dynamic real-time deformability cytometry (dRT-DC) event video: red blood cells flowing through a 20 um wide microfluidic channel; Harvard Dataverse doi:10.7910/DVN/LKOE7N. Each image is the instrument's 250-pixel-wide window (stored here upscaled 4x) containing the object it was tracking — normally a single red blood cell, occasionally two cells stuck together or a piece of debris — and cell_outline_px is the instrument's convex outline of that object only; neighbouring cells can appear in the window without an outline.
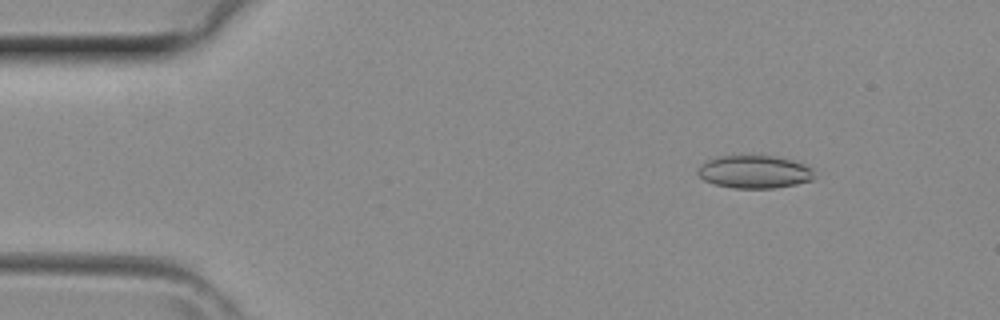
{"species": "common noctule bat (a hibernating species)", "species_latin": "Nyctalus noctula", "temperature_condition": "room temperature", "stored_images_in_passage": 35, "camera_frame_rate_fps": 3000, "um_per_image_px": 0.085, "animal": {"sex": "female", "body_mass_g": 29.2, "forearm_length_mm": 56.3}, "frame": {"image": 1, "passage_image": 1, "time_ms": 0.0, "image_size_px": [1000, 320], "cell_outline_px": [[812, 180], [796, 184], [776, 188], [732, 188], [716, 184], [704, 180], [696, 172], [700, 164], [704, 160], [716, 156], [776, 156], [792, 160], [804, 164], [812, 168]], "centroid_in_image_um": [64.08, 14.6], "position_along_channel_um": 20.9, "area_um2": 22.37}}
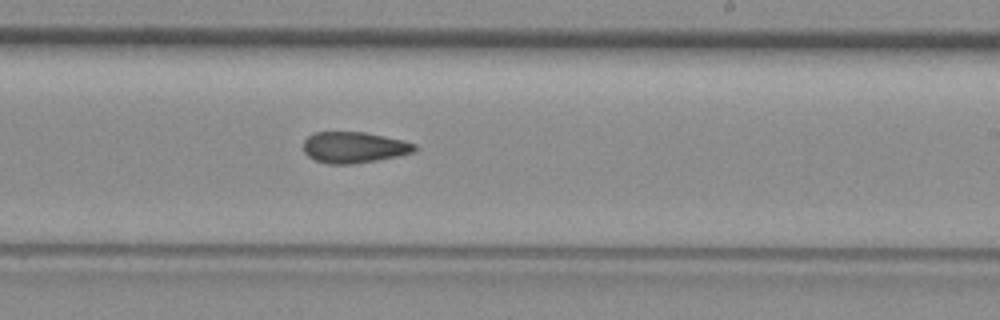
{"frame": {"image": 2, "passage_image": 20, "time_ms": 6.333, "image_size_px": [1000, 320], "cell_outline_px": [[416, 152], [400, 156], [352, 164], [328, 164], [316, 160], [308, 156], [304, 152], [304, 140], [308, 136], [316, 132], [364, 132], [384, 136], [416, 144]], "centroid_in_image_um": [30.1, 12.53], "position_along_channel_um": 258.9, "area_um2": 20.11}}
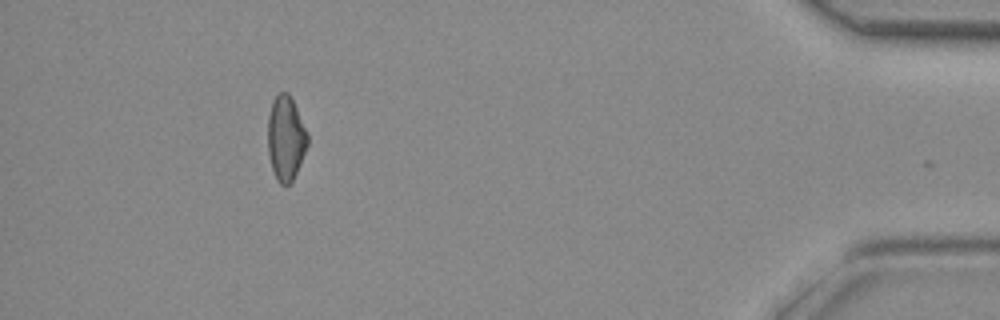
{"frame": {"image": 3, "passage_image": 33, "time_ms": 10.667, "image_size_px": [1000, 320], "cell_outline_px": [[308, 144], [296, 172], [292, 180], [288, 184], [280, 184], [276, 180], [272, 168], [268, 152], [268, 116], [272, 100], [280, 92], [288, 92], [308, 132]], "centroid_in_image_um": [24.28, 11.73], "position_along_channel_um": 410.9, "area_um2": 19.42}}